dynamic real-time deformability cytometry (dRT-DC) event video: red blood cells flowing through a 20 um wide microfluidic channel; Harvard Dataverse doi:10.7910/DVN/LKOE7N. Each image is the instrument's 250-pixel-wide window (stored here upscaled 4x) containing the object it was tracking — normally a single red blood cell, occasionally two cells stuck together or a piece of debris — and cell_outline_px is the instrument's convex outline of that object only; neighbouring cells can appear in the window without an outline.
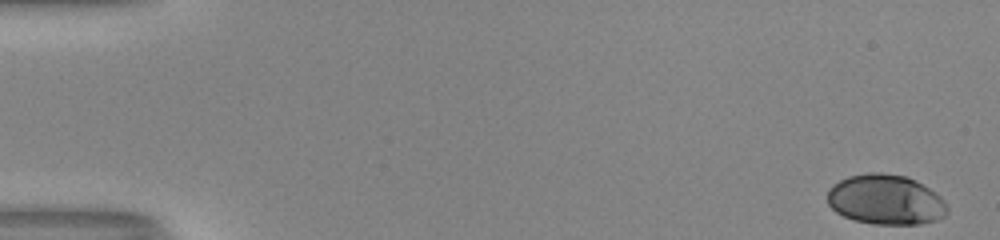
{"species": "human", "species_latin": "Homo sapiens", "temperature_condition": "room temperature", "stored_images_in_passage": 52, "camera_frame_rate_fps": 3000, "um_per_image_px": 0.085, "donor": {"sex": "male"}, "frame": {"image": 1, "passage_image": 1, "time_ms": 0.0, "image_size_px": [1000, 240], "cell_outline_px": [[948, 212], [944, 216], [936, 220], [920, 224], [872, 224], [856, 220], [844, 216], [836, 212], [828, 204], [828, 192], [832, 184], [848, 176], [868, 172], [880, 172], [908, 176], [928, 188], [940, 196], [944, 200], [948, 208]], "centroid_in_image_um": [75.28, 16.96], "position_along_channel_um": 9.7, "area_um2": 35.03}}
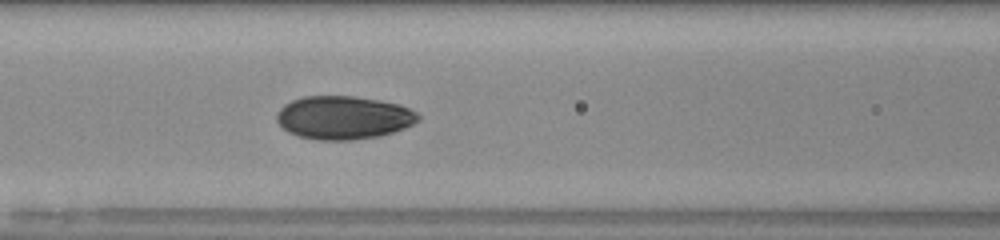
{"frame": {"image": 2, "passage_image": 23, "time_ms": 7.333, "image_size_px": [1000, 240], "cell_outline_px": [[420, 120], [404, 128], [380, 136], [352, 140], [316, 140], [300, 136], [288, 132], [276, 120], [276, 112], [284, 104], [292, 100], [304, 96], [356, 96], [380, 100], [396, 104], [408, 108], [416, 112], [420, 116]], "centroid_in_image_um": [29.18, 9.99], "position_along_channel_um": 137.4, "area_um2": 35.72}}
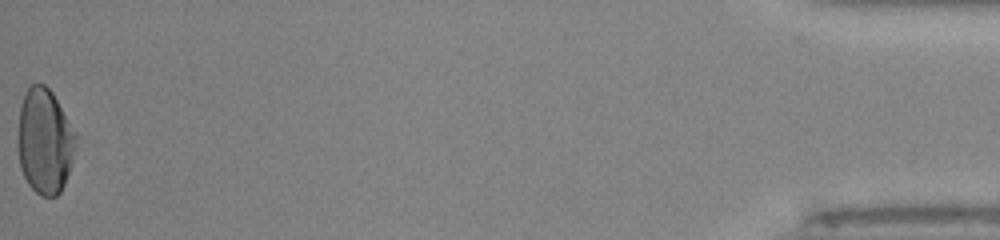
{"frame": {"image": 3, "passage_image": 52, "time_ms": 17.0, "image_size_px": [1000, 240], "cell_outline_px": [[76, 136], [72, 160], [64, 184], [60, 192], [56, 196], [40, 196], [28, 184], [20, 168], [16, 144], [20, 104], [28, 88], [32, 84], [44, 84], [52, 92], [76, 132]], "centroid_in_image_um": [3.76, 12.0], "position_along_channel_um": 431.4, "area_um2": 35.66}, "authors_computed_cell_mechanics": {"area_um2": 34.8823, "velocity_mm_per_s": 4.063, "shape_relaxation_time_tau1_ms": 3.5028, "shape_relaxation_time_tau2_ms": 1.2602, "deformation_change_tau1": 0.1432, "deformation_change_tau2": 0.0365}}